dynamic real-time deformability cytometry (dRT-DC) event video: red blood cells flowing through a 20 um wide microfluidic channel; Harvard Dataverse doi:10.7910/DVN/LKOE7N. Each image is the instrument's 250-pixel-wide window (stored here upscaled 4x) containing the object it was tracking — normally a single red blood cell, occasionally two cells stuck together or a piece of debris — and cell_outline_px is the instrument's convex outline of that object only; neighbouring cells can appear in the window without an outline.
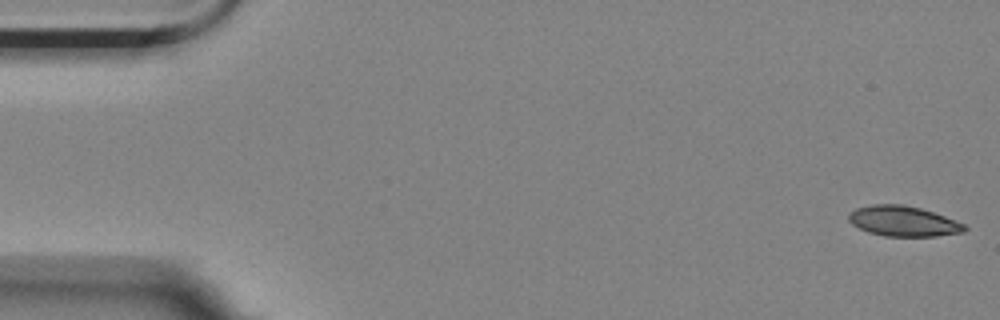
{"species": "Egyptian fruit bat (a non-hibernating species)", "species_latin": "Rousettus aegyptiacus", "temperature_condition": "room temperature", "stored_images_in_passage": 14, "camera_frame_rate_fps": 3000, "um_per_image_px": 0.085, "animal": {"sex": "female"}, "frame": {"image": 1, "passage_image": 1, "time_ms": 0.0, "image_size_px": [1000, 320], "cell_outline_px": [[968, 228], [964, 232], [936, 236], [884, 236], [868, 232], [852, 224], [848, 220], [848, 216], [856, 208], [872, 204], [904, 204], [920, 208], [944, 216], [964, 224]], "centroid_in_image_um": [76.77, 18.8], "position_along_channel_um": 8.2, "area_um2": 20.35}}
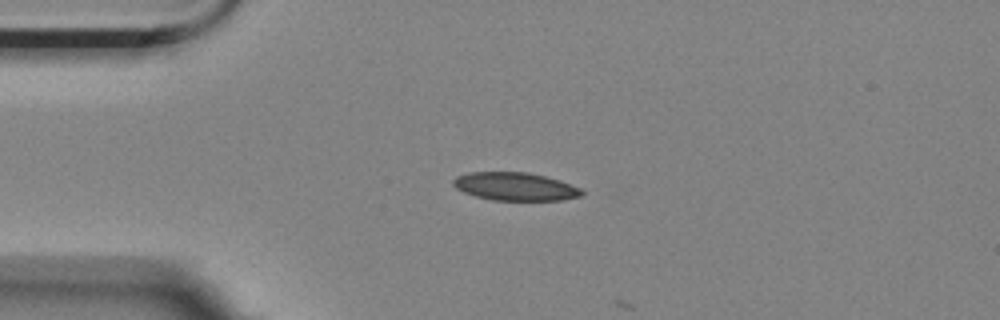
{"frame": {"image": 2, "passage_image": 13, "time_ms": 4.0, "image_size_px": [1000, 320], "cell_outline_px": [[584, 192], [580, 196], [564, 200], [492, 200], [476, 196], [464, 192], [456, 188], [452, 184], [452, 180], [456, 176], [468, 172], [528, 172], [560, 180], [580, 188]], "centroid_in_image_um": [43.77, 15.85], "position_along_channel_um": 41.2, "area_um2": 21.04}}